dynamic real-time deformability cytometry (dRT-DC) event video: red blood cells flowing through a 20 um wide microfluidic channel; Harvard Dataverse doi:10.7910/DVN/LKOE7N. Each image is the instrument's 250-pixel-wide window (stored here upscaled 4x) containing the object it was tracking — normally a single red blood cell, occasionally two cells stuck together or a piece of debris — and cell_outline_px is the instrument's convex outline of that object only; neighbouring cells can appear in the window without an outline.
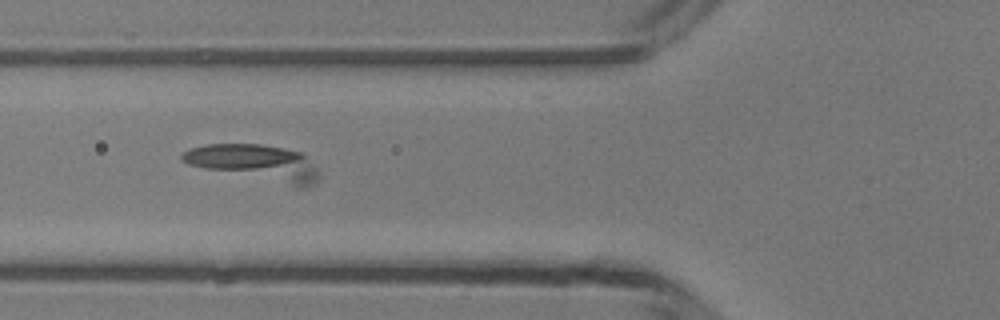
{"species": "common noctule bat (a hibernating species)", "species_latin": "Nyctalus noctula", "temperature_condition": "room temperature", "stored_images_in_passage": 52, "camera_frame_rate_fps": 3000, "um_per_image_px": 0.085, "animal": {"sex": "male", "body_mass_g": 13.3}, "frame": {"image": 1, "passage_image": 21, "time_ms": 6.667, "image_size_px": [1000, 320], "cell_outline_px": [[320, 180], [316, 184], [308, 188], [296, 188], [204, 168], [188, 164], [180, 160], [180, 156], [184, 152], [192, 148], [204, 144], [260, 144], [300, 152], [320, 172]], "centroid_in_image_um": [21.74, 13.87], "position_along_channel_um": 104.1, "area_um2": 28.96}}